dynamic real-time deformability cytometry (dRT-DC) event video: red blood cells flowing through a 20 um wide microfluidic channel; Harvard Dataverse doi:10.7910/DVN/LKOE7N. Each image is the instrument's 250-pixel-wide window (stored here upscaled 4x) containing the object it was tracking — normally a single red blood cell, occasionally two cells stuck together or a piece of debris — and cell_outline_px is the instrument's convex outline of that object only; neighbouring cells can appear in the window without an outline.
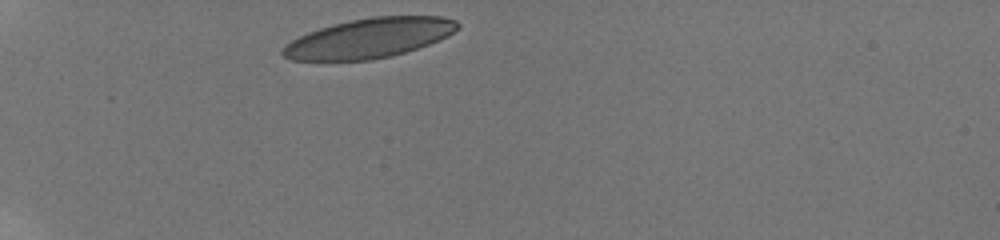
{"species": "human", "species_latin": "Homo sapiens", "temperature_condition": "room temperature", "stored_images_in_passage": 33, "camera_frame_rate_fps": 3000, "um_per_image_px": 0.085, "donor": {"sex": "male"}, "frame": {"image": 1, "passage_image": 1, "time_ms": 0.0, "image_size_px": [1000, 240], "cell_outline_px": [[460, 24], [448, 36], [428, 44], [404, 52], [372, 60], [292, 60], [284, 56], [280, 52], [280, 48], [284, 44], [308, 32], [320, 28], [352, 20], [372, 16], [440, 16], [456, 20]], "centroid_in_image_um": [31.35, 3.24], "position_along_channel_um": 53.6, "area_um2": 40.0}}
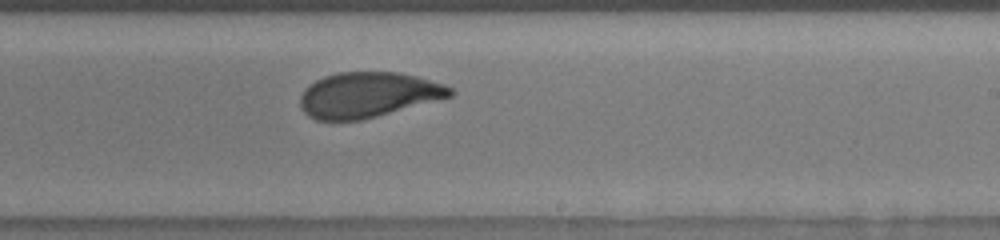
{"frame": {"image": 2, "passage_image": 20, "time_ms": 6.333, "image_size_px": [1000, 240], "cell_outline_px": [[456, 92], [452, 96], [376, 116], [360, 120], [316, 120], [308, 116], [300, 108], [300, 96], [304, 88], [316, 80], [324, 76], [340, 72], [396, 72], [416, 76], [444, 84], [452, 88]], "centroid_in_image_um": [31.25, 8.06], "position_along_channel_um": 257.7, "area_um2": 39.42}}
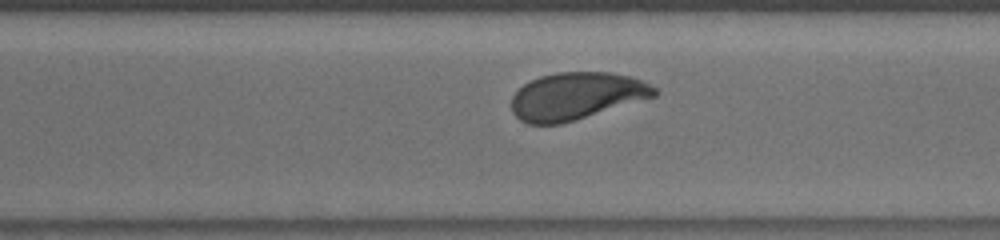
{"frame": {"image": 3, "passage_image": 25, "time_ms": 8.0, "image_size_px": [1000, 240], "cell_outline_px": [[660, 92], [656, 96], [560, 124], [528, 124], [520, 120], [512, 112], [512, 96], [524, 84], [540, 76], [556, 72], [608, 72], [628, 76], [644, 80], [656, 88]], "centroid_in_image_um": [49.0, 8.16], "position_along_channel_um": 321.6, "area_um2": 39.19}, "authors_computed_cell_mechanics": {"area_um2": 40.3444, "velocity_mm_per_s": 3.8382, "shape_relaxation_time_tau1_ms": 3.2383, "shape_relaxation_time_tau2_ms": 0.8418, "deformation_change_tau1": 0.1527, "deformation_change_tau2": 0.0591}}